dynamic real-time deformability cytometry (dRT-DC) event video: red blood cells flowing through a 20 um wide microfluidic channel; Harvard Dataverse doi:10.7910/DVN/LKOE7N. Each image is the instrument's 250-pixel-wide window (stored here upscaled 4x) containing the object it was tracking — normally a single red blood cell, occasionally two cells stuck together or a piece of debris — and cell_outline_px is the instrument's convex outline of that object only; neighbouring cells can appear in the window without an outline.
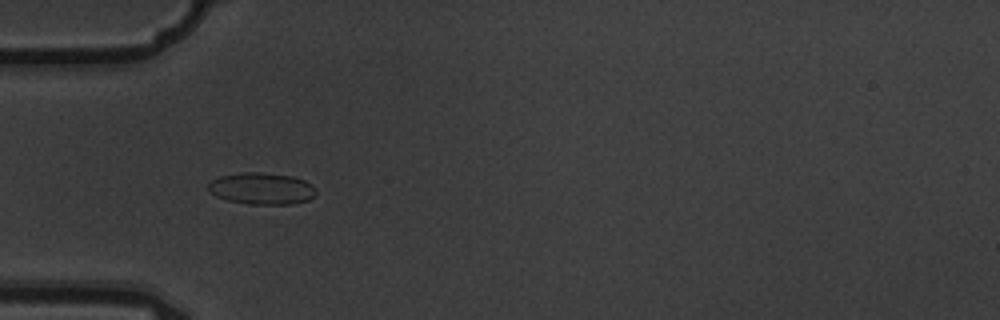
{"species": "common noctule bat (a hibernating species)", "species_latin": "Nyctalus noctula", "temperature_condition": "warm", "stored_images_in_passage": 5, "camera_frame_rate_fps": 3000, "um_per_image_px": 0.085, "animal": {"sex": "male", "body_mass_g": 19.5, "forearm_length_mm": 54.6}, "frame": {"image": 1, "passage_image": 4, "time_ms": 1.0, "image_size_px": [1000, 320], "cell_outline_px": [[316, 192], [308, 200], [292, 204], [248, 204], [228, 200], [216, 196], [208, 188], [208, 184], [212, 180], [220, 176], [240, 172], [260, 172], [292, 176], [304, 180], [312, 184], [316, 188]], "centroid_in_image_um": [22.26, 16.02], "position_along_channel_um": 62.7, "area_um2": 19.88}}
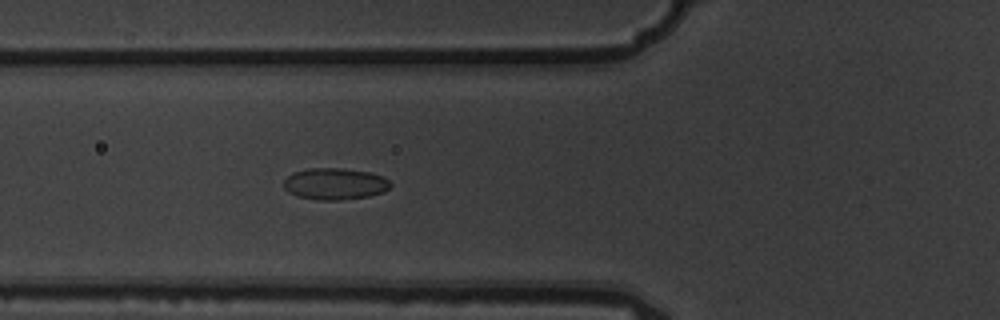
{"frame": {"image": 2, "passage_image": 5, "time_ms": 1.333, "image_size_px": [1000, 320], "cell_outline_px": [[392, 184], [384, 192], [368, 196], [340, 200], [320, 200], [296, 196], [288, 192], [284, 188], [284, 180], [292, 172], [308, 168], [340, 168], [368, 172], [380, 176], [388, 180]], "centroid_in_image_um": [28.43, 15.63], "position_along_channel_um": 97.4, "area_um2": 19.59}}